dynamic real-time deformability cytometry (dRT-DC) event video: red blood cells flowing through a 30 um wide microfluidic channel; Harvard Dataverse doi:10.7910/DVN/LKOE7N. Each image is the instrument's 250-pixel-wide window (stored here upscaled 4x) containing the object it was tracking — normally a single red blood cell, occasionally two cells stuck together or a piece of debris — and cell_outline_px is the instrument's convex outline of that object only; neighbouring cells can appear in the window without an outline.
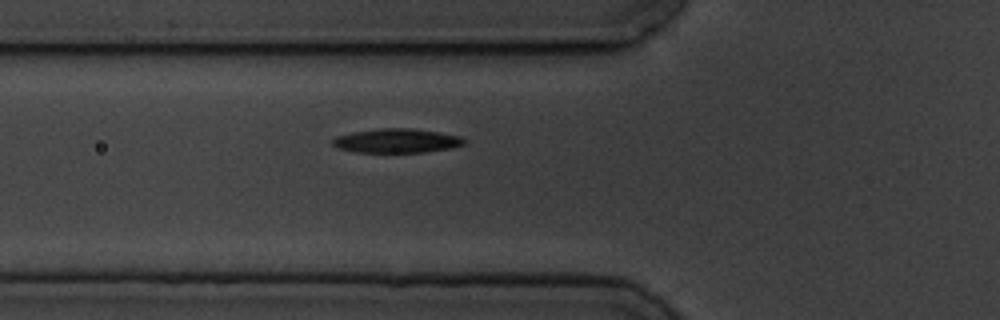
{"species": "common noctule bat (a hibernating species)", "species_latin": "Nyctalus noctula", "temperature_condition": "cold", "stored_images_in_passage": 3, "camera_frame_rate_fps": 3000, "um_per_image_px": 0.085, "animal": {"sex": "male", "body_mass_g": 19.5, "forearm_length_mm": 54.6}, "frame": {"image": 1, "passage_image": 3, "time_ms": 2.333, "image_size_px": [1000, 320], "cell_outline_px": [[468, 140], [464, 144], [448, 148], [424, 152], [356, 152], [340, 148], [332, 144], [332, 140], [336, 136], [352, 132], [380, 128], [412, 128], [460, 136]], "centroid_in_image_um": [33.72, 11.96], "position_along_channel_um": 92.1, "area_um2": 18.32}}